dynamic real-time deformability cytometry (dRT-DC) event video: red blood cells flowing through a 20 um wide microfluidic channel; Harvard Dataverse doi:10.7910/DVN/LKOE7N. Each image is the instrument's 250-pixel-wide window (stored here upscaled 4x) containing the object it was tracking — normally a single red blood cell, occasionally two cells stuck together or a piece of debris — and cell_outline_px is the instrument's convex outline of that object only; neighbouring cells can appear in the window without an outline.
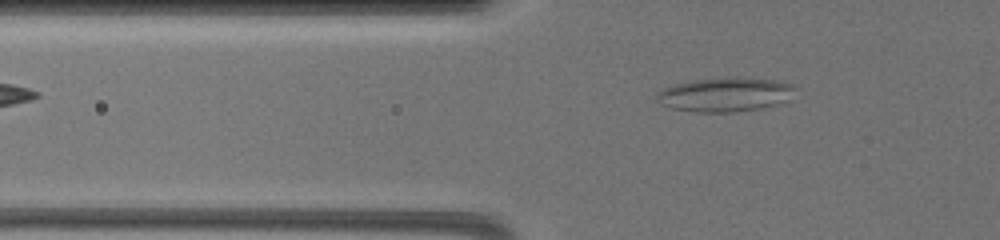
{"species": "common noctule bat (a hibernating species)", "species_latin": "Nyctalus noctula", "temperature_condition": "warm", "stored_images_in_passage": 18, "camera_frame_rate_fps": 3000, "um_per_image_px": 0.085, "animal": {"sex": "female", "body_mass_g": 19.5, "forearm_length_mm": 54.1}, "frame": {"image": 1, "passage_image": 2, "time_ms": 0.333, "image_size_px": [1000, 240], "cell_outline_px": [[792, 88], [788, 100], [776, 104], [760, 108], [732, 112], [696, 112], [672, 108], [656, 100], [656, 92], [664, 88], [676, 84], [692, 80], [732, 76], [736, 76], [776, 80], [792, 84]], "centroid_in_image_um": [61.6, 8.02], "position_along_channel_um": 64.2, "area_um2": 27.4}}
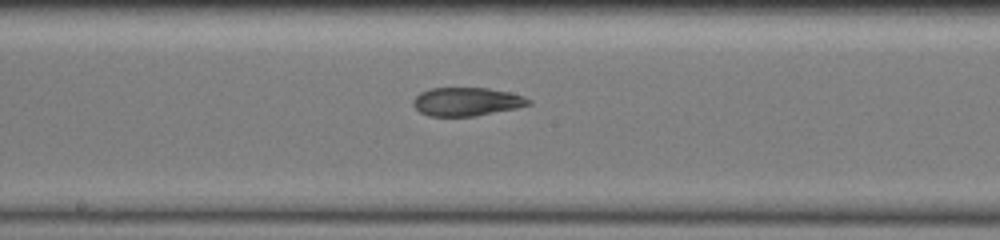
{"frame": {"image": 2, "passage_image": 12, "time_ms": 4.667, "image_size_px": [1000, 240], "cell_outline_px": [[532, 104], [516, 108], [472, 116], [428, 116], [420, 112], [412, 104], [412, 100], [420, 92], [432, 88], [488, 88], [508, 92], [524, 96], [532, 100]], "centroid_in_image_um": [39.66, 8.64], "position_along_channel_um": 208.5, "area_um2": 19.07}}
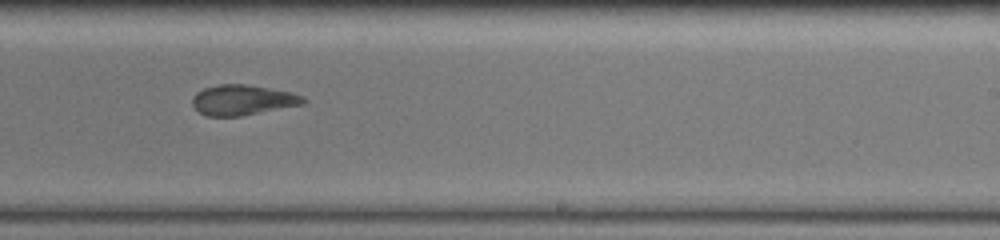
{"frame": {"image": 3, "passage_image": 16, "time_ms": 6.333, "image_size_px": [1000, 240], "cell_outline_px": [[308, 100], [304, 104], [240, 116], [208, 116], [200, 112], [192, 104], [192, 100], [196, 92], [204, 88], [220, 84], [248, 84], [288, 92], [304, 96]], "centroid_in_image_um": [20.63, 8.5], "position_along_channel_um": 268.4, "area_um2": 19.42}}